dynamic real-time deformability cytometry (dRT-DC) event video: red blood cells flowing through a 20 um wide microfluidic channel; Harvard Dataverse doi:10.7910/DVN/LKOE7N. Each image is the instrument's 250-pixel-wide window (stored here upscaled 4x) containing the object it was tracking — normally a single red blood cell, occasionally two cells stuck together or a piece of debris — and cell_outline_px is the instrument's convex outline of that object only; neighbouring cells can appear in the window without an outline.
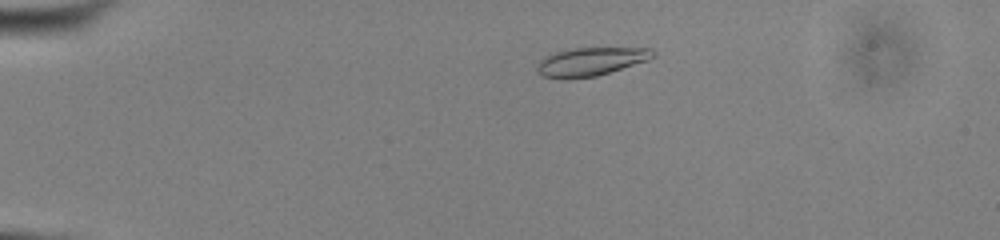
{"species": "common noctule bat (a hibernating species)", "species_latin": "Nyctalus noctula", "temperature_condition": "cold", "stored_images_in_passage": 49, "camera_frame_rate_fps": 3000, "um_per_image_px": 0.085, "animal": {"sex": "male", "body_mass_g": 13.0, "forearm_length_mm": 53.1}, "frame": {"image": 1, "passage_image": 7, "time_ms": 2.0, "image_size_px": [1000, 240], "cell_outline_px": [[656, 56], [648, 60], [596, 76], [568, 80], [564, 80], [544, 76], [536, 68], [540, 60], [544, 56], [556, 52], [572, 48], [652, 48], [656, 52]], "centroid_in_image_um": [50.22, 5.24], "position_along_channel_um": 34.8, "area_um2": 19.25}}
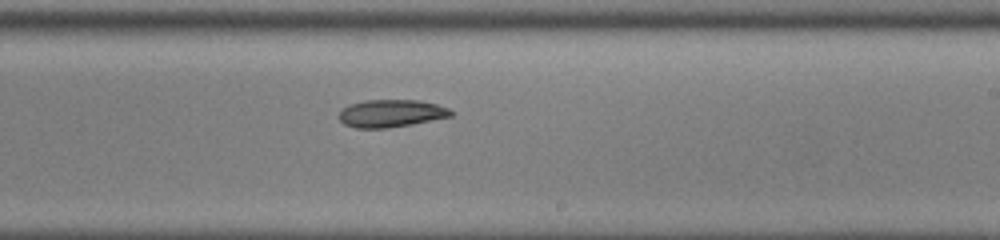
{"frame": {"image": 2, "passage_image": 29, "time_ms": 9.333, "image_size_px": [1000, 240], "cell_outline_px": [[452, 116], [412, 124], [388, 128], [356, 128], [344, 124], [340, 120], [340, 108], [348, 104], [364, 100], [420, 100], [436, 104], [448, 108], [452, 112]], "centroid_in_image_um": [33.21, 9.63], "position_along_channel_um": 255.8, "area_um2": 18.03}}
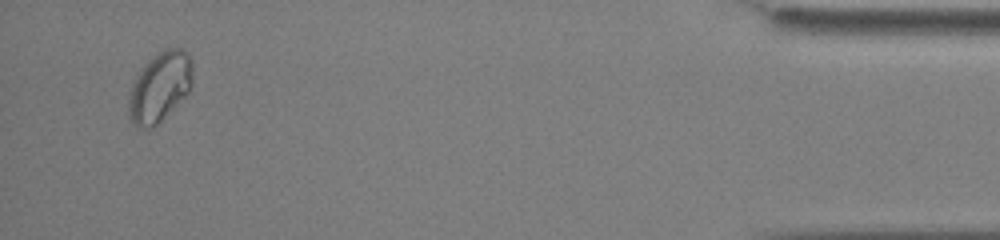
{"frame": {"image": 3, "passage_image": 47, "time_ms": 15.333, "image_size_px": [1000, 240], "cell_outline_px": [[192, 84], [188, 92], [152, 128], [136, 128], [128, 116], [128, 92], [140, 68], [160, 48], [180, 48], [188, 52], [192, 60]], "centroid_in_image_um": [13.55, 7.35], "position_along_channel_um": 421.7, "area_um2": 26.24}, "authors_computed_cell_mechanics": {"area_um2": 19.0162, "velocity_mm_per_s": 3.8767, "shape_relaxation_time_tau1_ms": 4.78, "shape_relaxation_time_tau2_ms": null, "deformation_change_tau1": 0.1069, "deformation_change_tau2": null}}